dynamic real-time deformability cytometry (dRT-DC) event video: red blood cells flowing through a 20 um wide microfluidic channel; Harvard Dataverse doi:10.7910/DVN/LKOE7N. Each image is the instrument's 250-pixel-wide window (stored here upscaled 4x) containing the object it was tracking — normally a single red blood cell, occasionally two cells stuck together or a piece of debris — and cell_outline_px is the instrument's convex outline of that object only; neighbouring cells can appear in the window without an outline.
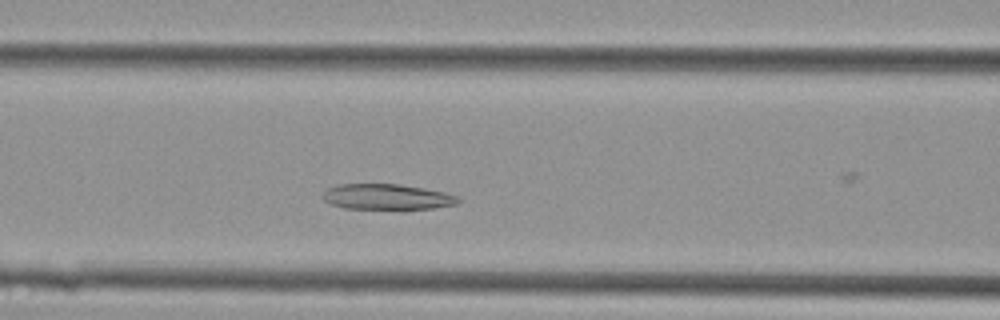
{"species": "Egyptian fruit bat (a non-hibernating species)", "species_latin": "Rousettus aegyptiacus", "temperature_condition": "cold", "stored_images_in_passage": 28, "camera_frame_rate_fps": 3000, "um_per_image_px": 0.085, "animal": {"sex": "female"}, "frame": {"image": 1, "passage_image": 9, "time_ms": 2.667, "image_size_px": [1000, 320], "cell_outline_px": [[464, 200], [456, 204], [432, 208], [344, 208], [332, 204], [324, 200], [320, 196], [328, 188], [340, 184], [400, 184], [424, 188], [444, 192], [456, 196]], "centroid_in_image_um": [32.89, 16.72], "position_along_channel_um": 133.7, "area_um2": 19.94}}
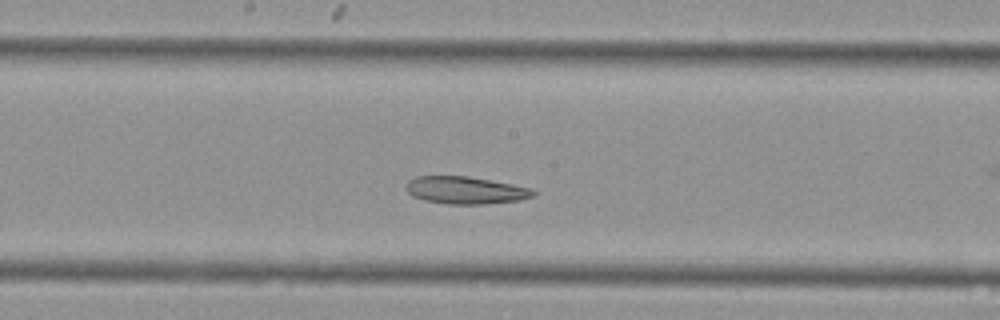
{"frame": {"image": 2, "passage_image": 14, "time_ms": 4.333, "image_size_px": [1000, 320], "cell_outline_px": [[536, 192], [532, 196], [520, 200], [484, 204], [448, 204], [424, 200], [412, 196], [408, 192], [408, 180], [416, 176], [468, 176], [512, 184], [532, 188]], "centroid_in_image_um": [39.58, 16.17], "position_along_channel_um": 208.6, "area_um2": 20.17}}
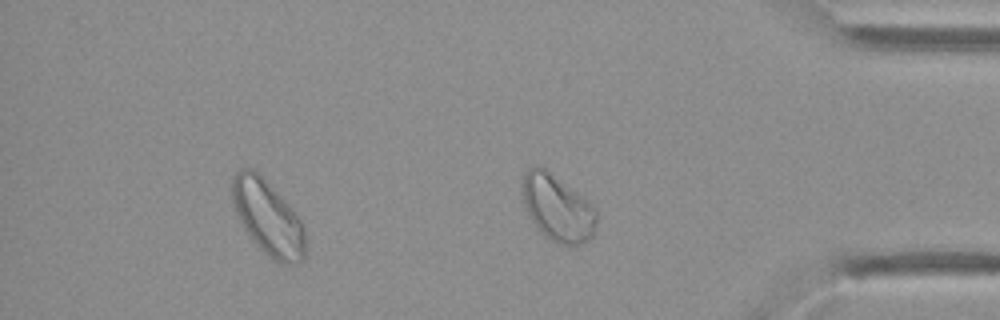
{"frame": {"image": 3, "passage_image": 27, "time_ms": 8.667, "image_size_px": [1000, 320], "cell_outline_px": [[304, 256], [296, 264], [280, 264], [272, 260], [252, 240], [244, 228], [236, 212], [232, 200], [232, 176], [240, 168], [252, 168], [288, 204], [300, 220], [304, 228]], "centroid_in_image_um": [22.75, 18.52], "position_along_channel_um": 412.5, "area_um2": 31.27}}